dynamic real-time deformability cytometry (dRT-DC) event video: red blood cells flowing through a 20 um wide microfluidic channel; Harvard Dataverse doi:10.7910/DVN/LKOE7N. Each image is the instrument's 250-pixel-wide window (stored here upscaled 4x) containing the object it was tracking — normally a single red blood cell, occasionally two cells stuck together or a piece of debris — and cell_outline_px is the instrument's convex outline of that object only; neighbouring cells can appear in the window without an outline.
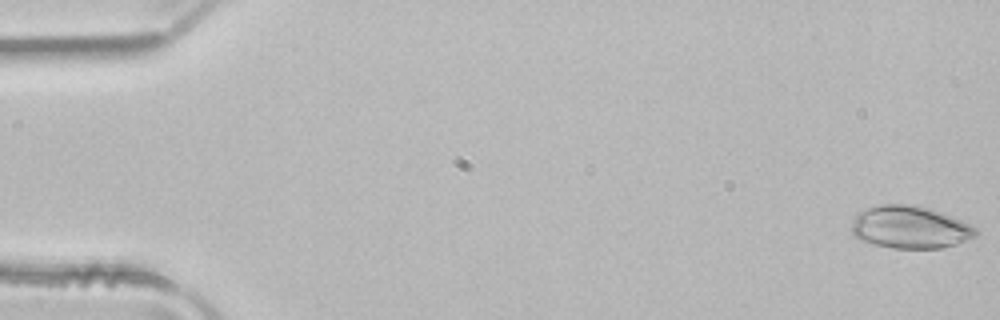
{"species": "common noctule bat (a hibernating species)", "species_latin": "Nyctalus noctula", "temperature_condition": "room temperature", "stored_images_in_passage": 51, "camera_frame_rate_fps": 3000, "um_per_image_px": 0.085, "animal": {"sex": "male", "body_mass_g": 21.5, "forearm_length_mm": 52.0}, "frame": {"image": 1, "passage_image": 1, "time_ms": 0.0, "image_size_px": [1000, 320], "cell_outline_px": [[980, 232], [976, 236], [956, 244], [944, 248], [892, 248], [872, 244], [860, 240], [852, 236], [852, 224], [856, 212], [880, 204], [908, 204], [932, 208], [960, 220], [976, 228]], "centroid_in_image_um": [77.33, 19.31], "position_along_channel_um": 7.7, "area_um2": 31.04}}
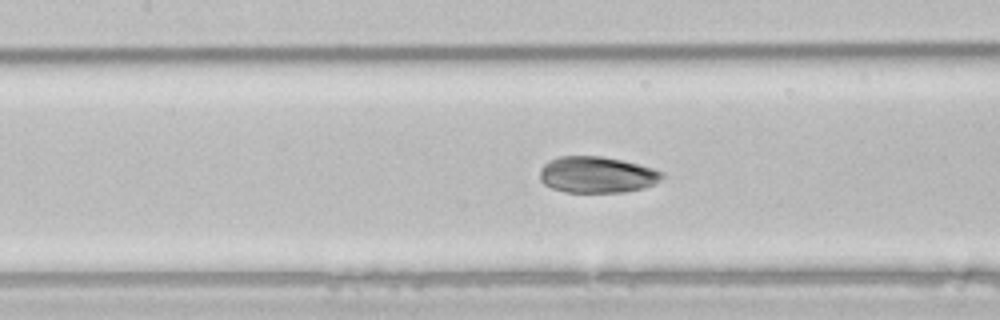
{"frame": {"image": 2, "passage_image": 23, "time_ms": 7.333, "image_size_px": [1000, 320], "cell_outline_px": [[664, 176], [660, 180], [644, 188], [624, 192], [564, 192], [552, 188], [544, 184], [540, 180], [540, 168], [548, 160], [560, 156], [600, 156], [624, 160], [652, 168], [664, 172]], "centroid_in_image_um": [50.72, 14.84], "position_along_channel_um": 156.7, "area_um2": 26.01}}
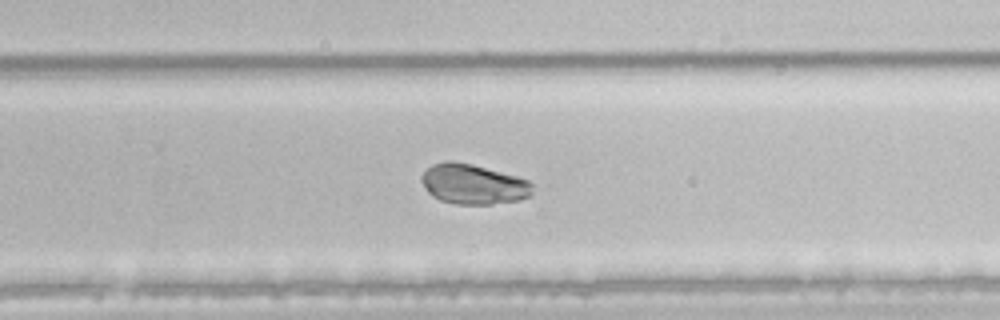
{"frame": {"image": 3, "passage_image": 33, "time_ms": 10.667, "image_size_px": [1000, 320], "cell_outline_px": [[532, 196], [516, 200], [492, 204], [456, 204], [440, 200], [432, 196], [428, 192], [420, 180], [420, 176], [432, 164], [448, 160], [452, 160], [472, 164], [516, 176], [528, 180], [532, 184]], "centroid_in_image_um": [40.21, 15.65], "position_along_channel_um": 289.6, "area_um2": 25.89}, "authors_computed_cell_mechanics": {"area_um2": 29.0734, "velocity_mm_per_s": 4.0067, "shape_relaxation_time_tau1_ms": 2.9055, "shape_relaxation_time_tau2_ms": 0.8369, "deformation_change_tau1": 0.0941, "deformation_change_tau2": 0.0302}}